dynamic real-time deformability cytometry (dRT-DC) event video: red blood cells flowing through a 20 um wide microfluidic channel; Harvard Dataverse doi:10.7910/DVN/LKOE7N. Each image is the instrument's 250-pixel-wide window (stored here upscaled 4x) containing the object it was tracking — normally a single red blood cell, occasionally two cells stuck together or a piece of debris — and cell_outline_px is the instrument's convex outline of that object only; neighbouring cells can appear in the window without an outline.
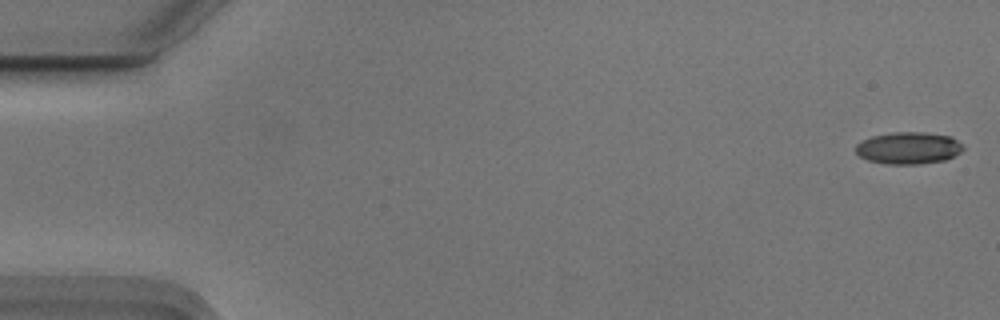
{"species": "Egyptian fruit bat (a non-hibernating species)", "species_latin": "Rousettus aegyptiacus", "temperature_condition": "cold", "stored_images_in_passage": 55, "camera_frame_rate_fps": 3000, "um_per_image_px": 0.085, "animal": {"sex": "male"}, "frame": {"image": 1, "passage_image": 1, "time_ms": 0.0, "image_size_px": [1000, 320], "cell_outline_px": [[964, 148], [960, 152], [944, 160], [920, 164], [888, 164], [868, 160], [860, 156], [856, 152], [856, 144], [872, 136], [892, 132], [924, 132], [952, 136], [964, 144]], "centroid_in_image_um": [77.25, 12.57], "position_along_channel_um": 7.7, "area_um2": 20.06}}
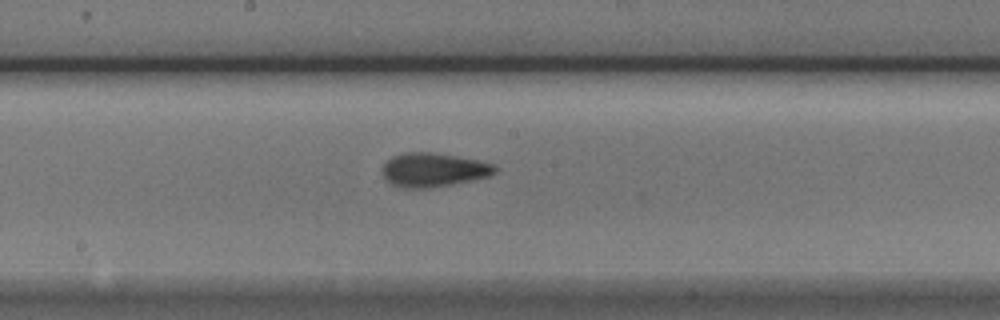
{"frame": {"image": 2, "passage_image": 29, "time_ms": 9.333, "image_size_px": [1000, 320], "cell_outline_px": [[496, 172], [492, 176], [452, 184], [428, 188], [396, 188], [384, 176], [384, 164], [392, 156], [400, 152], [432, 152], [456, 156], [476, 160], [492, 164], [496, 168]], "centroid_in_image_um": [36.83, 14.44], "position_along_channel_um": 211.4, "area_um2": 22.2}}
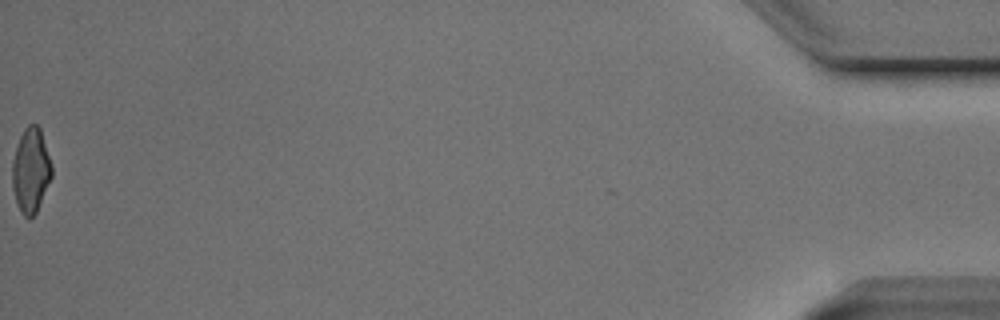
{"frame": {"image": 3, "passage_image": 55, "time_ms": 18.0, "image_size_px": [1000, 320], "cell_outline_px": [[52, 176], [36, 212], [28, 220], [20, 212], [16, 204], [12, 188], [12, 164], [16, 148], [20, 136], [24, 128], [28, 124], [36, 124], [40, 128], [52, 164]], "centroid_in_image_um": [2.61, 14.5], "position_along_channel_um": 432.6, "area_um2": 19.54}, "authors_computed_cell_mechanics": {"area_um2": 20.6346, "velocity_mm_per_s": 3.7539, "shape_relaxation_time_tau1_ms": 4.5551, "shape_relaxation_time_tau2_ms": 2.7383, "deformation_change_tau1": 0.1432, "deformation_change_tau2": 0.0889}}